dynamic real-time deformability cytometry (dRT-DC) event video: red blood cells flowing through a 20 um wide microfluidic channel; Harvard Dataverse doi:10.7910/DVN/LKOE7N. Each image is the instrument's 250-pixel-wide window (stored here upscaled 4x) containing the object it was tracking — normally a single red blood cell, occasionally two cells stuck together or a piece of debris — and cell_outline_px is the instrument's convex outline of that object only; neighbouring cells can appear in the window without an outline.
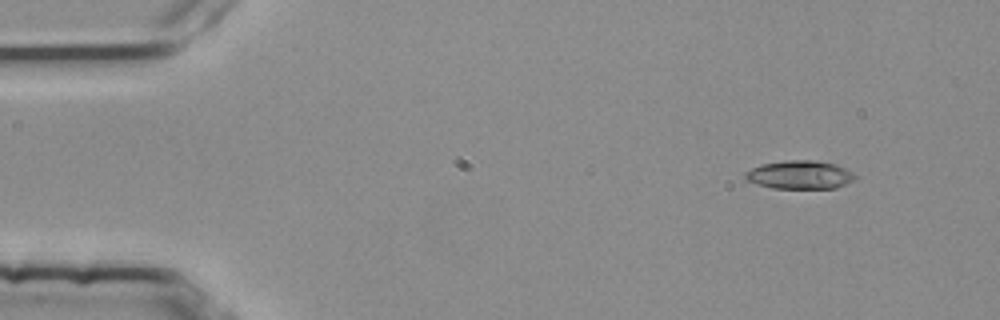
{"species": "common noctule bat (a hibernating species)", "species_latin": "Nyctalus noctula", "temperature_condition": "room temperature", "stored_images_in_passage": 3, "camera_frame_rate_fps": 3000, "um_per_image_px": 0.085, "animal": {"sex": "female", "body_mass_g": 25.1}, "frame": {"image": 1, "passage_image": 2, "time_ms": 0.333, "image_size_px": [1000, 320], "cell_outline_px": [[856, 180], [836, 188], [772, 188], [756, 184], [744, 180], [744, 172], [760, 164], [784, 160], [816, 160], [836, 164], [852, 172], [856, 176]], "centroid_in_image_um": [67.96, 14.85], "position_along_channel_um": 17.0, "area_um2": 18.44}}